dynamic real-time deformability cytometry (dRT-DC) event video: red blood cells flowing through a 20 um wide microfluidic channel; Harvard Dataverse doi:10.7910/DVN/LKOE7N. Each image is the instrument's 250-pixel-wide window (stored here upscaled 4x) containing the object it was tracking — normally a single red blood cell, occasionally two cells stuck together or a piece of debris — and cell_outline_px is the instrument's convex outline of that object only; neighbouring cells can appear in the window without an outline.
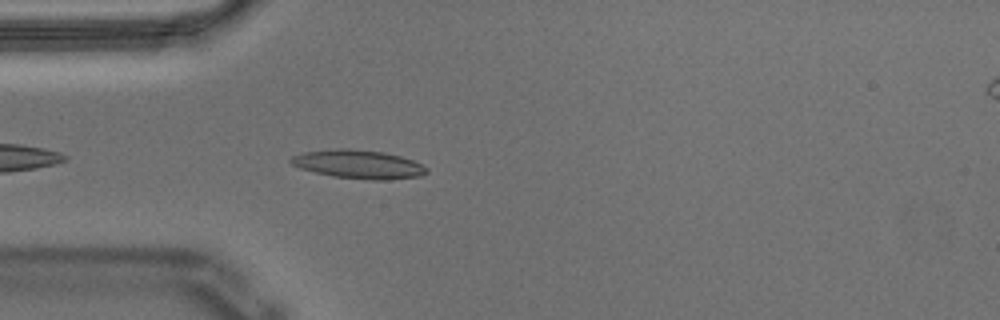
{"species": "Egyptian fruit bat (a non-hibernating species)", "species_latin": "Rousettus aegyptiacus", "temperature_condition": "warm", "stored_images_in_passage": 14, "camera_frame_rate_fps": 3000, "um_per_image_px": 0.085, "animal": {"sex": "male"}, "frame": {"image": 1, "passage_image": 3, "time_ms": 0.667, "image_size_px": [1000, 320], "cell_outline_px": [[428, 172], [420, 176], [388, 180], [372, 180], [332, 176], [300, 168], [292, 164], [288, 160], [292, 156], [304, 152], [336, 148], [348, 148], [384, 152], [400, 156], [412, 160], [428, 168]], "centroid_in_image_um": [30.47, 13.96], "position_along_channel_um": 54.5, "area_um2": 22.6}}